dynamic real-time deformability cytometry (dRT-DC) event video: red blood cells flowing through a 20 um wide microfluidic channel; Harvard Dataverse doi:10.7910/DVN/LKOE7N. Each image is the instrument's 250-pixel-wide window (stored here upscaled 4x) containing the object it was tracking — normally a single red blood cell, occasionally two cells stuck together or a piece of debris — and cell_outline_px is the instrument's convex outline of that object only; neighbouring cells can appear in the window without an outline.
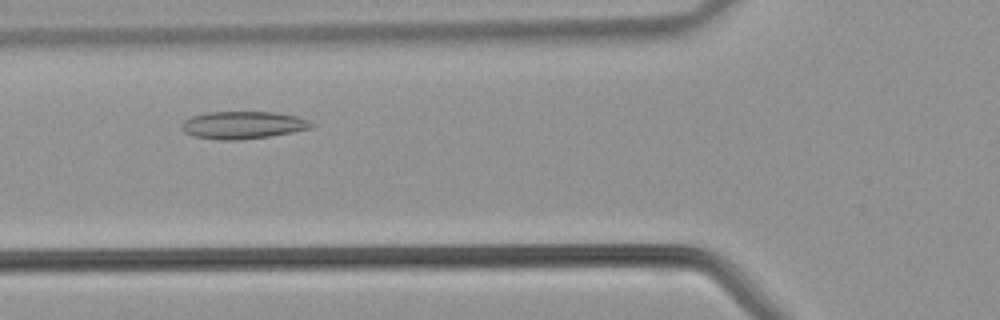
{"species": "common noctule bat (a hibernating species)", "species_latin": "Nyctalus noctula", "temperature_condition": "warm", "stored_images_in_passage": 35, "camera_frame_rate_fps": 3000, "um_per_image_px": 0.085, "animal": {"sex": "male", "body_mass_g": 21.5, "forearm_length_mm": 52.0}, "frame": {"image": 1, "passage_image": 9, "time_ms": 2.667, "image_size_px": [1000, 320], "cell_outline_px": [[316, 124], [312, 128], [292, 132], [244, 140], [220, 140], [192, 136], [184, 132], [180, 128], [180, 124], [184, 120], [192, 116], [208, 112], [276, 112], [296, 116], [308, 120]], "centroid_in_image_um": [20.63, 10.63], "position_along_channel_um": 105.2, "area_um2": 20.98}}
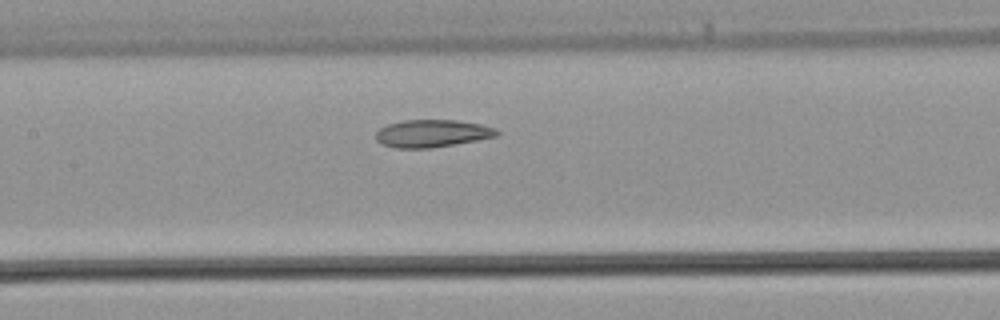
{"frame": {"image": 2, "passage_image": 13, "time_ms": 4.0, "image_size_px": [1000, 320], "cell_outline_px": [[500, 132], [496, 136], [476, 140], [432, 148], [396, 148], [380, 144], [376, 140], [376, 132], [380, 128], [388, 124], [404, 120], [456, 120], [480, 124], [496, 128]], "centroid_in_image_um": [36.71, 11.34], "position_along_channel_um": 170.7, "area_um2": 19.36}}
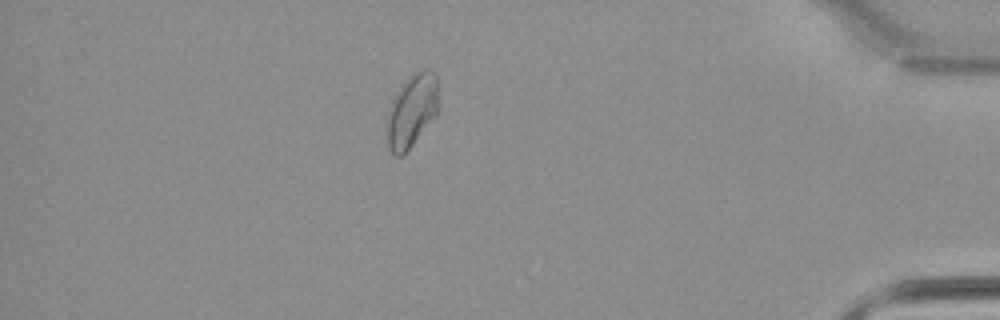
{"frame": {"image": 3, "passage_image": 30, "time_ms": 9.667, "image_size_px": [1000, 320], "cell_outline_px": [[440, 108], [412, 144], [400, 156], [396, 156], [388, 148], [384, 132], [392, 100], [396, 92], [416, 72], [424, 68], [428, 68], [436, 72], [440, 104]], "centroid_in_image_um": [35.01, 9.39], "position_along_channel_um": 400.2, "area_um2": 21.91}}